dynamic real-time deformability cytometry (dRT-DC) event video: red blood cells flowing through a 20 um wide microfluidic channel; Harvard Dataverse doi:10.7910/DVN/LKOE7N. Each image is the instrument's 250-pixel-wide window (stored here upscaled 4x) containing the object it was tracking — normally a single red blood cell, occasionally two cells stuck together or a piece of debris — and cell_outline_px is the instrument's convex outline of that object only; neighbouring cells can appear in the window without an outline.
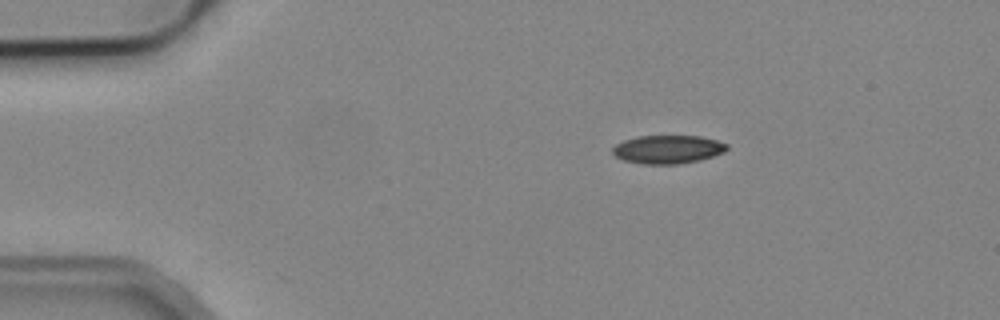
{"species": "common noctule bat (a hibernating species)", "species_latin": "Nyctalus noctula", "temperature_condition": "cold", "stored_images_in_passage": 5, "camera_frame_rate_fps": 3000, "um_per_image_px": 0.085, "animal": {"sex": "male", "body_mass_g": 19.2, "forearm_length_mm": 51.8}, "frame": {"image": 1, "passage_image": 1, "time_ms": 0.0, "image_size_px": [1000, 320], "cell_outline_px": [[728, 148], [724, 152], [700, 160], [680, 164], [644, 164], [624, 160], [616, 156], [612, 152], [612, 148], [616, 144], [624, 140], [636, 136], [700, 136], [716, 140], [728, 144]], "centroid_in_image_um": [56.76, 12.69], "position_along_channel_um": 28.2, "area_um2": 18.9}}
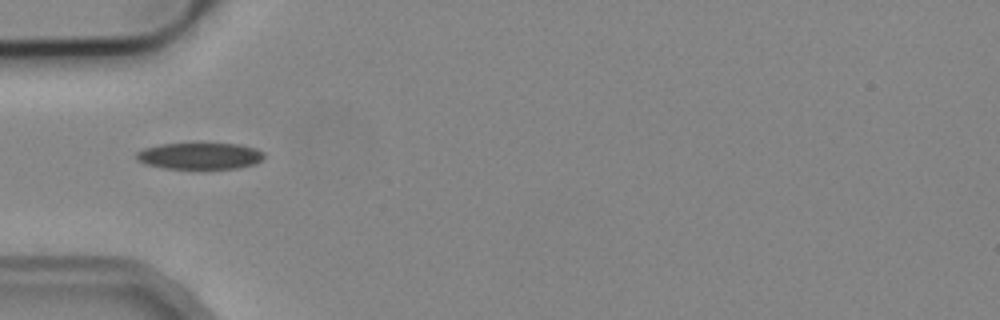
{"frame": {"image": 2, "passage_image": 3, "time_ms": 2.667, "image_size_px": [1000, 320], "cell_outline_px": [[264, 156], [256, 164], [236, 168], [164, 168], [144, 164], [136, 160], [136, 152], [144, 148], [160, 144], [192, 140], [200, 140], [240, 144], [256, 148], [264, 152]], "centroid_in_image_um": [16.96, 13.18], "position_along_channel_um": 68.0, "area_um2": 20.92}}